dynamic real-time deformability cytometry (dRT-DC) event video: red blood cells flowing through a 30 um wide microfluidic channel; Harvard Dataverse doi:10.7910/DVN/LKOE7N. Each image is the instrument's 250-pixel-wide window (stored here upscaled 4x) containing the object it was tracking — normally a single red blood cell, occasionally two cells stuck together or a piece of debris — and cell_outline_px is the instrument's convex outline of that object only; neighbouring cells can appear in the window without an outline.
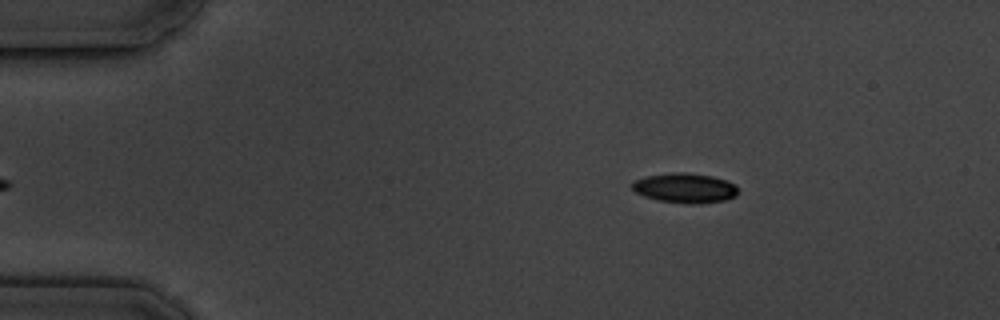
{"species": "common noctule bat (a hibernating species)", "species_latin": "Nyctalus noctula", "temperature_condition": "cold", "stored_images_in_passage": 7, "camera_frame_rate_fps": 3000, "um_per_image_px": 0.085, "animal": {"sex": "male", "body_mass_g": 19.5, "forearm_length_mm": 54.6}, "frame": {"image": 1, "passage_image": 1, "time_ms": 0.0, "image_size_px": [1000, 320], "cell_outline_px": [[736, 196], [724, 200], [692, 204], [660, 200], [644, 196], [636, 192], [632, 188], [632, 180], [644, 176], [672, 172], [684, 172], [712, 176], [736, 184]], "centroid_in_image_um": [58.18, 15.96], "position_along_channel_um": 26.8, "area_um2": 18.21}}
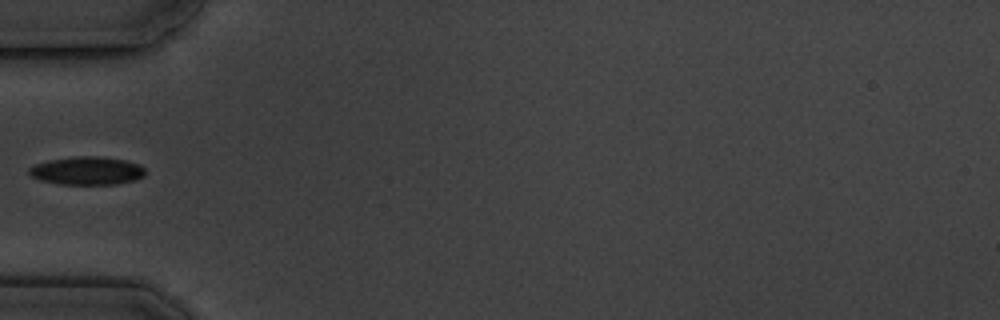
{"frame": {"image": 2, "passage_image": 4, "time_ms": 3.333, "image_size_px": [1000, 320], "cell_outline_px": [[144, 176], [136, 180], [116, 184], [60, 184], [40, 180], [32, 176], [28, 172], [28, 168], [36, 164], [48, 160], [76, 156], [100, 156], [124, 160], [140, 164], [144, 168]], "centroid_in_image_um": [7.4, 14.51], "position_along_channel_um": 77.6, "area_um2": 19.07}}
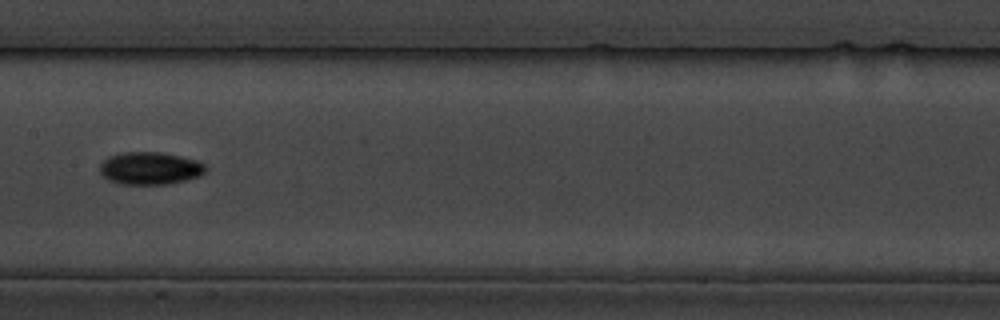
{"frame": {"image": 3, "passage_image": 7, "time_ms": 6.667, "image_size_px": [1000, 320], "cell_outline_px": [[208, 168], [200, 176], [184, 180], [164, 184], [124, 184], [108, 180], [100, 172], [100, 164], [108, 156], [120, 152], [160, 152], [180, 156], [196, 160], [204, 164]], "centroid_in_image_um": [12.74, 14.29], "position_along_channel_um": 194.7, "area_um2": 20.0}}